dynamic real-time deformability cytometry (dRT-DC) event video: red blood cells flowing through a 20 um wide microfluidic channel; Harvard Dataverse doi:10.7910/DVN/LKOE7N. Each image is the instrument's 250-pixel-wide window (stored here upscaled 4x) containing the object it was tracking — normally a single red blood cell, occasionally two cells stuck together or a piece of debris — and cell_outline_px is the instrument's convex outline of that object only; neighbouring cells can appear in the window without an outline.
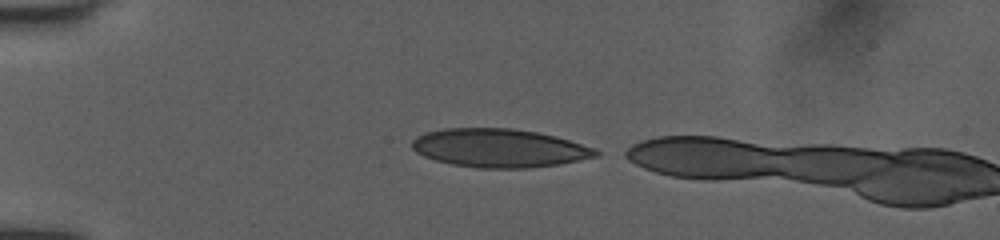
{"species": "human", "species_latin": "Homo sapiens", "temperature_condition": "room temperature", "stored_images_in_passage": 3, "camera_frame_rate_fps": 3000, "um_per_image_px": 0.085, "donor": {"sex": "female"}, "frame": {"image": 1, "passage_image": 1, "time_ms": 0.0, "image_size_px": [1000, 240], "cell_outline_px": [[600, 156], [560, 164], [524, 168], [476, 168], [452, 164], [436, 160], [424, 156], [416, 152], [412, 148], [412, 140], [416, 136], [424, 132], [444, 128], [512, 128], [536, 132], [556, 136], [596, 148], [600, 152]], "centroid_in_image_um": [42.45, 12.58], "position_along_channel_um": 42.6, "area_um2": 41.44}}